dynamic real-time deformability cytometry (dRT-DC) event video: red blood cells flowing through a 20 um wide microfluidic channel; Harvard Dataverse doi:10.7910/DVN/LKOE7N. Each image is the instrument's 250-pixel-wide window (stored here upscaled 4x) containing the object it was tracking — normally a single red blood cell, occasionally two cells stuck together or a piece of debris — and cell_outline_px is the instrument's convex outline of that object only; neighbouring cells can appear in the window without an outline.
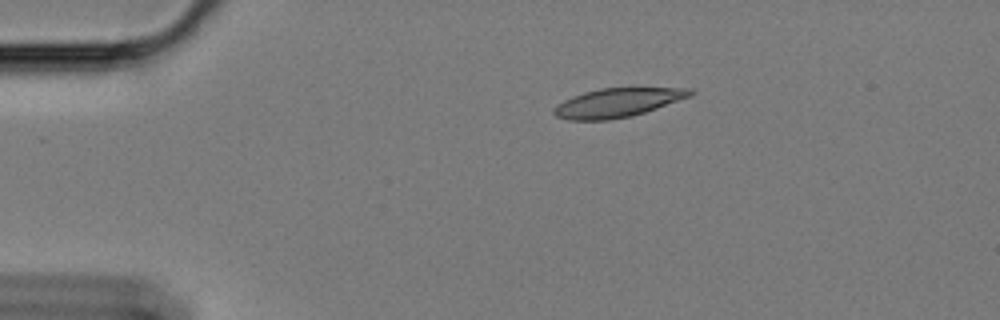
{"species": "Egyptian fruit bat (a non-hibernating species)", "species_latin": "Rousettus aegyptiacus", "temperature_condition": "cold", "stored_images_in_passage": 46, "camera_frame_rate_fps": 3000, "um_per_image_px": 0.085, "animal": {"sex": "female"}, "frame": {"image": 1, "passage_image": 1, "time_ms": 0.0, "image_size_px": [1000, 320], "cell_outline_px": [[696, 92], [692, 96], [632, 116], [608, 120], [568, 120], [556, 116], [552, 112], [552, 108], [556, 104], [572, 96], [584, 92], [600, 88], [692, 88]], "centroid_in_image_um": [52.47, 8.72], "position_along_channel_um": 32.5, "area_um2": 23.06}}
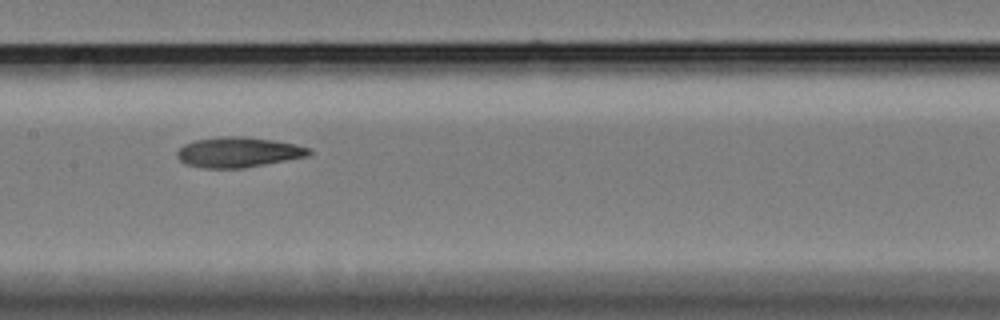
{"frame": {"image": 2, "passage_image": 19, "time_ms": 6.0, "image_size_px": [1000, 320], "cell_outline_px": [[312, 152], [308, 156], [244, 168], [204, 168], [188, 164], [180, 160], [176, 156], [176, 152], [184, 144], [192, 140], [220, 136], [244, 136], [276, 140], [296, 144], [308, 148]], "centroid_in_image_um": [20.24, 12.92], "position_along_channel_um": 187.2, "area_um2": 23.35}}
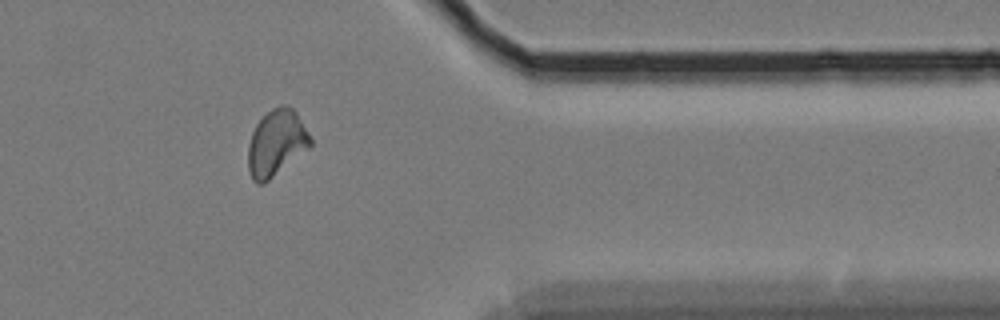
{"frame": {"image": 3, "passage_image": 38, "time_ms": 12.333, "image_size_px": [1000, 320], "cell_outline_px": [[312, 144], [264, 184], [256, 184], [252, 180], [248, 168], [248, 144], [252, 132], [256, 124], [272, 108], [280, 104], [284, 104], [292, 108], [296, 112], [308, 132], [312, 140]], "centroid_in_image_um": [23.46, 12.15], "position_along_channel_um": 387.9, "area_um2": 23.76}}